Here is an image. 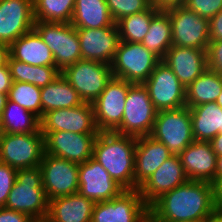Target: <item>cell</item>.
<instances>
[{
	"label": "cell",
	"instance_id": "obj_51",
	"mask_svg": "<svg viewBox=\"0 0 222 222\" xmlns=\"http://www.w3.org/2000/svg\"><path fill=\"white\" fill-rule=\"evenodd\" d=\"M2 136H3V130H2V124H1V121H0V139H1Z\"/></svg>",
	"mask_w": 222,
	"mask_h": 222
},
{
	"label": "cell",
	"instance_id": "obj_37",
	"mask_svg": "<svg viewBox=\"0 0 222 222\" xmlns=\"http://www.w3.org/2000/svg\"><path fill=\"white\" fill-rule=\"evenodd\" d=\"M184 6L210 20L222 10V0H187Z\"/></svg>",
	"mask_w": 222,
	"mask_h": 222
},
{
	"label": "cell",
	"instance_id": "obj_23",
	"mask_svg": "<svg viewBox=\"0 0 222 222\" xmlns=\"http://www.w3.org/2000/svg\"><path fill=\"white\" fill-rule=\"evenodd\" d=\"M171 156L169 149L150 135L138 137L135 147L134 190Z\"/></svg>",
	"mask_w": 222,
	"mask_h": 222
},
{
	"label": "cell",
	"instance_id": "obj_49",
	"mask_svg": "<svg viewBox=\"0 0 222 222\" xmlns=\"http://www.w3.org/2000/svg\"><path fill=\"white\" fill-rule=\"evenodd\" d=\"M222 177V155L217 156L216 178Z\"/></svg>",
	"mask_w": 222,
	"mask_h": 222
},
{
	"label": "cell",
	"instance_id": "obj_47",
	"mask_svg": "<svg viewBox=\"0 0 222 222\" xmlns=\"http://www.w3.org/2000/svg\"><path fill=\"white\" fill-rule=\"evenodd\" d=\"M209 222H222V209L216 208L209 219Z\"/></svg>",
	"mask_w": 222,
	"mask_h": 222
},
{
	"label": "cell",
	"instance_id": "obj_44",
	"mask_svg": "<svg viewBox=\"0 0 222 222\" xmlns=\"http://www.w3.org/2000/svg\"><path fill=\"white\" fill-rule=\"evenodd\" d=\"M212 185L215 206L222 209V177L216 178Z\"/></svg>",
	"mask_w": 222,
	"mask_h": 222
},
{
	"label": "cell",
	"instance_id": "obj_43",
	"mask_svg": "<svg viewBox=\"0 0 222 222\" xmlns=\"http://www.w3.org/2000/svg\"><path fill=\"white\" fill-rule=\"evenodd\" d=\"M187 0H151L158 10H167L173 7L185 5Z\"/></svg>",
	"mask_w": 222,
	"mask_h": 222
},
{
	"label": "cell",
	"instance_id": "obj_2",
	"mask_svg": "<svg viewBox=\"0 0 222 222\" xmlns=\"http://www.w3.org/2000/svg\"><path fill=\"white\" fill-rule=\"evenodd\" d=\"M137 138L115 132H99L93 156L124 190H134L135 147Z\"/></svg>",
	"mask_w": 222,
	"mask_h": 222
},
{
	"label": "cell",
	"instance_id": "obj_31",
	"mask_svg": "<svg viewBox=\"0 0 222 222\" xmlns=\"http://www.w3.org/2000/svg\"><path fill=\"white\" fill-rule=\"evenodd\" d=\"M0 121L3 133L24 134L40 131V118L10 100H7Z\"/></svg>",
	"mask_w": 222,
	"mask_h": 222
},
{
	"label": "cell",
	"instance_id": "obj_52",
	"mask_svg": "<svg viewBox=\"0 0 222 222\" xmlns=\"http://www.w3.org/2000/svg\"><path fill=\"white\" fill-rule=\"evenodd\" d=\"M192 222H209V220H200V221H192Z\"/></svg>",
	"mask_w": 222,
	"mask_h": 222
},
{
	"label": "cell",
	"instance_id": "obj_36",
	"mask_svg": "<svg viewBox=\"0 0 222 222\" xmlns=\"http://www.w3.org/2000/svg\"><path fill=\"white\" fill-rule=\"evenodd\" d=\"M109 13L115 23L121 18L147 10L151 0H106Z\"/></svg>",
	"mask_w": 222,
	"mask_h": 222
},
{
	"label": "cell",
	"instance_id": "obj_18",
	"mask_svg": "<svg viewBox=\"0 0 222 222\" xmlns=\"http://www.w3.org/2000/svg\"><path fill=\"white\" fill-rule=\"evenodd\" d=\"M34 23L33 0H0V42L10 46Z\"/></svg>",
	"mask_w": 222,
	"mask_h": 222
},
{
	"label": "cell",
	"instance_id": "obj_15",
	"mask_svg": "<svg viewBox=\"0 0 222 222\" xmlns=\"http://www.w3.org/2000/svg\"><path fill=\"white\" fill-rule=\"evenodd\" d=\"M41 132L66 131L80 134H99L94 107L83 103L73 108L48 111L40 118Z\"/></svg>",
	"mask_w": 222,
	"mask_h": 222
},
{
	"label": "cell",
	"instance_id": "obj_19",
	"mask_svg": "<svg viewBox=\"0 0 222 222\" xmlns=\"http://www.w3.org/2000/svg\"><path fill=\"white\" fill-rule=\"evenodd\" d=\"M76 31L80 42L82 59L111 65L120 43L116 24L97 29L76 28Z\"/></svg>",
	"mask_w": 222,
	"mask_h": 222
},
{
	"label": "cell",
	"instance_id": "obj_46",
	"mask_svg": "<svg viewBox=\"0 0 222 222\" xmlns=\"http://www.w3.org/2000/svg\"><path fill=\"white\" fill-rule=\"evenodd\" d=\"M9 56V46L3 42H0V67L7 63Z\"/></svg>",
	"mask_w": 222,
	"mask_h": 222
},
{
	"label": "cell",
	"instance_id": "obj_7",
	"mask_svg": "<svg viewBox=\"0 0 222 222\" xmlns=\"http://www.w3.org/2000/svg\"><path fill=\"white\" fill-rule=\"evenodd\" d=\"M34 29L53 53L60 71L82 59L77 31L71 23L35 22Z\"/></svg>",
	"mask_w": 222,
	"mask_h": 222
},
{
	"label": "cell",
	"instance_id": "obj_30",
	"mask_svg": "<svg viewBox=\"0 0 222 222\" xmlns=\"http://www.w3.org/2000/svg\"><path fill=\"white\" fill-rule=\"evenodd\" d=\"M141 43L160 60L164 59L173 45L170 17L165 10H159L152 17L148 33Z\"/></svg>",
	"mask_w": 222,
	"mask_h": 222
},
{
	"label": "cell",
	"instance_id": "obj_24",
	"mask_svg": "<svg viewBox=\"0 0 222 222\" xmlns=\"http://www.w3.org/2000/svg\"><path fill=\"white\" fill-rule=\"evenodd\" d=\"M94 205L79 192L49 200L45 222H91Z\"/></svg>",
	"mask_w": 222,
	"mask_h": 222
},
{
	"label": "cell",
	"instance_id": "obj_28",
	"mask_svg": "<svg viewBox=\"0 0 222 222\" xmlns=\"http://www.w3.org/2000/svg\"><path fill=\"white\" fill-rule=\"evenodd\" d=\"M83 103L80 95L62 74L41 88L42 116L48 111L73 108Z\"/></svg>",
	"mask_w": 222,
	"mask_h": 222
},
{
	"label": "cell",
	"instance_id": "obj_35",
	"mask_svg": "<svg viewBox=\"0 0 222 222\" xmlns=\"http://www.w3.org/2000/svg\"><path fill=\"white\" fill-rule=\"evenodd\" d=\"M8 100L42 117L41 88L26 82H12Z\"/></svg>",
	"mask_w": 222,
	"mask_h": 222
},
{
	"label": "cell",
	"instance_id": "obj_14",
	"mask_svg": "<svg viewBox=\"0 0 222 222\" xmlns=\"http://www.w3.org/2000/svg\"><path fill=\"white\" fill-rule=\"evenodd\" d=\"M39 167L42 173V185L48 200L79 191V164L45 153Z\"/></svg>",
	"mask_w": 222,
	"mask_h": 222
},
{
	"label": "cell",
	"instance_id": "obj_38",
	"mask_svg": "<svg viewBox=\"0 0 222 222\" xmlns=\"http://www.w3.org/2000/svg\"><path fill=\"white\" fill-rule=\"evenodd\" d=\"M17 170L0 162V208L4 207L16 181Z\"/></svg>",
	"mask_w": 222,
	"mask_h": 222
},
{
	"label": "cell",
	"instance_id": "obj_34",
	"mask_svg": "<svg viewBox=\"0 0 222 222\" xmlns=\"http://www.w3.org/2000/svg\"><path fill=\"white\" fill-rule=\"evenodd\" d=\"M35 22L71 23L75 0H33Z\"/></svg>",
	"mask_w": 222,
	"mask_h": 222
},
{
	"label": "cell",
	"instance_id": "obj_10",
	"mask_svg": "<svg viewBox=\"0 0 222 222\" xmlns=\"http://www.w3.org/2000/svg\"><path fill=\"white\" fill-rule=\"evenodd\" d=\"M165 11L170 17L173 45L207 50L210 42L208 19L184 5Z\"/></svg>",
	"mask_w": 222,
	"mask_h": 222
},
{
	"label": "cell",
	"instance_id": "obj_39",
	"mask_svg": "<svg viewBox=\"0 0 222 222\" xmlns=\"http://www.w3.org/2000/svg\"><path fill=\"white\" fill-rule=\"evenodd\" d=\"M208 69L222 75V41L209 42L207 48Z\"/></svg>",
	"mask_w": 222,
	"mask_h": 222
},
{
	"label": "cell",
	"instance_id": "obj_12",
	"mask_svg": "<svg viewBox=\"0 0 222 222\" xmlns=\"http://www.w3.org/2000/svg\"><path fill=\"white\" fill-rule=\"evenodd\" d=\"M157 111L186 106V88L170 67L161 60L143 83Z\"/></svg>",
	"mask_w": 222,
	"mask_h": 222
},
{
	"label": "cell",
	"instance_id": "obj_27",
	"mask_svg": "<svg viewBox=\"0 0 222 222\" xmlns=\"http://www.w3.org/2000/svg\"><path fill=\"white\" fill-rule=\"evenodd\" d=\"M71 24L75 28L114 26L106 0H75Z\"/></svg>",
	"mask_w": 222,
	"mask_h": 222
},
{
	"label": "cell",
	"instance_id": "obj_33",
	"mask_svg": "<svg viewBox=\"0 0 222 222\" xmlns=\"http://www.w3.org/2000/svg\"><path fill=\"white\" fill-rule=\"evenodd\" d=\"M158 11L152 4L147 10L121 18L116 23L120 41L141 43L148 33L152 17Z\"/></svg>",
	"mask_w": 222,
	"mask_h": 222
},
{
	"label": "cell",
	"instance_id": "obj_42",
	"mask_svg": "<svg viewBox=\"0 0 222 222\" xmlns=\"http://www.w3.org/2000/svg\"><path fill=\"white\" fill-rule=\"evenodd\" d=\"M11 85V72L8 63H6L0 67V93L8 94Z\"/></svg>",
	"mask_w": 222,
	"mask_h": 222
},
{
	"label": "cell",
	"instance_id": "obj_17",
	"mask_svg": "<svg viewBox=\"0 0 222 222\" xmlns=\"http://www.w3.org/2000/svg\"><path fill=\"white\" fill-rule=\"evenodd\" d=\"M78 183V192L95 203L109 201L124 191L93 158L79 164Z\"/></svg>",
	"mask_w": 222,
	"mask_h": 222
},
{
	"label": "cell",
	"instance_id": "obj_21",
	"mask_svg": "<svg viewBox=\"0 0 222 222\" xmlns=\"http://www.w3.org/2000/svg\"><path fill=\"white\" fill-rule=\"evenodd\" d=\"M178 156L188 180L212 184L216 179L217 155L210 142L194 140Z\"/></svg>",
	"mask_w": 222,
	"mask_h": 222
},
{
	"label": "cell",
	"instance_id": "obj_20",
	"mask_svg": "<svg viewBox=\"0 0 222 222\" xmlns=\"http://www.w3.org/2000/svg\"><path fill=\"white\" fill-rule=\"evenodd\" d=\"M188 181L178 155H172L139 188L140 195L150 207L163 194Z\"/></svg>",
	"mask_w": 222,
	"mask_h": 222
},
{
	"label": "cell",
	"instance_id": "obj_9",
	"mask_svg": "<svg viewBox=\"0 0 222 222\" xmlns=\"http://www.w3.org/2000/svg\"><path fill=\"white\" fill-rule=\"evenodd\" d=\"M45 154L44 136L37 133H3L0 162L16 170L39 166Z\"/></svg>",
	"mask_w": 222,
	"mask_h": 222
},
{
	"label": "cell",
	"instance_id": "obj_11",
	"mask_svg": "<svg viewBox=\"0 0 222 222\" xmlns=\"http://www.w3.org/2000/svg\"><path fill=\"white\" fill-rule=\"evenodd\" d=\"M91 222H149V207L138 189L124 190L116 198L96 202Z\"/></svg>",
	"mask_w": 222,
	"mask_h": 222
},
{
	"label": "cell",
	"instance_id": "obj_41",
	"mask_svg": "<svg viewBox=\"0 0 222 222\" xmlns=\"http://www.w3.org/2000/svg\"><path fill=\"white\" fill-rule=\"evenodd\" d=\"M209 41H222V10L209 20Z\"/></svg>",
	"mask_w": 222,
	"mask_h": 222
},
{
	"label": "cell",
	"instance_id": "obj_13",
	"mask_svg": "<svg viewBox=\"0 0 222 222\" xmlns=\"http://www.w3.org/2000/svg\"><path fill=\"white\" fill-rule=\"evenodd\" d=\"M132 83L112 77L93 102L95 122L100 132H113L122 122L126 95Z\"/></svg>",
	"mask_w": 222,
	"mask_h": 222
},
{
	"label": "cell",
	"instance_id": "obj_22",
	"mask_svg": "<svg viewBox=\"0 0 222 222\" xmlns=\"http://www.w3.org/2000/svg\"><path fill=\"white\" fill-rule=\"evenodd\" d=\"M163 61L186 88L207 68V50L172 45Z\"/></svg>",
	"mask_w": 222,
	"mask_h": 222
},
{
	"label": "cell",
	"instance_id": "obj_29",
	"mask_svg": "<svg viewBox=\"0 0 222 222\" xmlns=\"http://www.w3.org/2000/svg\"><path fill=\"white\" fill-rule=\"evenodd\" d=\"M222 92V75L206 69L186 87V107L216 102Z\"/></svg>",
	"mask_w": 222,
	"mask_h": 222
},
{
	"label": "cell",
	"instance_id": "obj_48",
	"mask_svg": "<svg viewBox=\"0 0 222 222\" xmlns=\"http://www.w3.org/2000/svg\"><path fill=\"white\" fill-rule=\"evenodd\" d=\"M8 100V94L0 93V118Z\"/></svg>",
	"mask_w": 222,
	"mask_h": 222
},
{
	"label": "cell",
	"instance_id": "obj_40",
	"mask_svg": "<svg viewBox=\"0 0 222 222\" xmlns=\"http://www.w3.org/2000/svg\"><path fill=\"white\" fill-rule=\"evenodd\" d=\"M0 222H36V221L25 213L1 207Z\"/></svg>",
	"mask_w": 222,
	"mask_h": 222
},
{
	"label": "cell",
	"instance_id": "obj_6",
	"mask_svg": "<svg viewBox=\"0 0 222 222\" xmlns=\"http://www.w3.org/2000/svg\"><path fill=\"white\" fill-rule=\"evenodd\" d=\"M150 136L163 143L172 155H179L194 141L190 108L157 111Z\"/></svg>",
	"mask_w": 222,
	"mask_h": 222
},
{
	"label": "cell",
	"instance_id": "obj_1",
	"mask_svg": "<svg viewBox=\"0 0 222 222\" xmlns=\"http://www.w3.org/2000/svg\"><path fill=\"white\" fill-rule=\"evenodd\" d=\"M216 210L213 185L188 180L163 194L149 207L150 222L209 220Z\"/></svg>",
	"mask_w": 222,
	"mask_h": 222
},
{
	"label": "cell",
	"instance_id": "obj_8",
	"mask_svg": "<svg viewBox=\"0 0 222 222\" xmlns=\"http://www.w3.org/2000/svg\"><path fill=\"white\" fill-rule=\"evenodd\" d=\"M61 74L80 95L83 102L91 104L113 77L110 65L84 59L65 67Z\"/></svg>",
	"mask_w": 222,
	"mask_h": 222
},
{
	"label": "cell",
	"instance_id": "obj_16",
	"mask_svg": "<svg viewBox=\"0 0 222 222\" xmlns=\"http://www.w3.org/2000/svg\"><path fill=\"white\" fill-rule=\"evenodd\" d=\"M45 153L75 162L84 163L93 156L98 134H80L66 131L41 132Z\"/></svg>",
	"mask_w": 222,
	"mask_h": 222
},
{
	"label": "cell",
	"instance_id": "obj_3",
	"mask_svg": "<svg viewBox=\"0 0 222 222\" xmlns=\"http://www.w3.org/2000/svg\"><path fill=\"white\" fill-rule=\"evenodd\" d=\"M48 205L41 168L36 166L17 170L16 181L4 208L25 213L36 222H45Z\"/></svg>",
	"mask_w": 222,
	"mask_h": 222
},
{
	"label": "cell",
	"instance_id": "obj_32",
	"mask_svg": "<svg viewBox=\"0 0 222 222\" xmlns=\"http://www.w3.org/2000/svg\"><path fill=\"white\" fill-rule=\"evenodd\" d=\"M12 82H26L37 87H44L55 80L61 71L56 66L30 65L8 56Z\"/></svg>",
	"mask_w": 222,
	"mask_h": 222
},
{
	"label": "cell",
	"instance_id": "obj_26",
	"mask_svg": "<svg viewBox=\"0 0 222 222\" xmlns=\"http://www.w3.org/2000/svg\"><path fill=\"white\" fill-rule=\"evenodd\" d=\"M193 138L210 142L222 133V108L216 102H208L190 108Z\"/></svg>",
	"mask_w": 222,
	"mask_h": 222
},
{
	"label": "cell",
	"instance_id": "obj_50",
	"mask_svg": "<svg viewBox=\"0 0 222 222\" xmlns=\"http://www.w3.org/2000/svg\"><path fill=\"white\" fill-rule=\"evenodd\" d=\"M217 105H219L222 108V92L219 95V97L216 100Z\"/></svg>",
	"mask_w": 222,
	"mask_h": 222
},
{
	"label": "cell",
	"instance_id": "obj_4",
	"mask_svg": "<svg viewBox=\"0 0 222 222\" xmlns=\"http://www.w3.org/2000/svg\"><path fill=\"white\" fill-rule=\"evenodd\" d=\"M156 114L148 89L143 84H133L126 95L122 122L113 132L136 138L151 135Z\"/></svg>",
	"mask_w": 222,
	"mask_h": 222
},
{
	"label": "cell",
	"instance_id": "obj_45",
	"mask_svg": "<svg viewBox=\"0 0 222 222\" xmlns=\"http://www.w3.org/2000/svg\"><path fill=\"white\" fill-rule=\"evenodd\" d=\"M211 147L217 156L222 155V133L216 135L210 141Z\"/></svg>",
	"mask_w": 222,
	"mask_h": 222
},
{
	"label": "cell",
	"instance_id": "obj_5",
	"mask_svg": "<svg viewBox=\"0 0 222 222\" xmlns=\"http://www.w3.org/2000/svg\"><path fill=\"white\" fill-rule=\"evenodd\" d=\"M160 61L142 43L120 41L110 66L113 77L143 84Z\"/></svg>",
	"mask_w": 222,
	"mask_h": 222
},
{
	"label": "cell",
	"instance_id": "obj_25",
	"mask_svg": "<svg viewBox=\"0 0 222 222\" xmlns=\"http://www.w3.org/2000/svg\"><path fill=\"white\" fill-rule=\"evenodd\" d=\"M9 55L30 65L55 66L53 53L34 28L9 46Z\"/></svg>",
	"mask_w": 222,
	"mask_h": 222
}]
</instances>
